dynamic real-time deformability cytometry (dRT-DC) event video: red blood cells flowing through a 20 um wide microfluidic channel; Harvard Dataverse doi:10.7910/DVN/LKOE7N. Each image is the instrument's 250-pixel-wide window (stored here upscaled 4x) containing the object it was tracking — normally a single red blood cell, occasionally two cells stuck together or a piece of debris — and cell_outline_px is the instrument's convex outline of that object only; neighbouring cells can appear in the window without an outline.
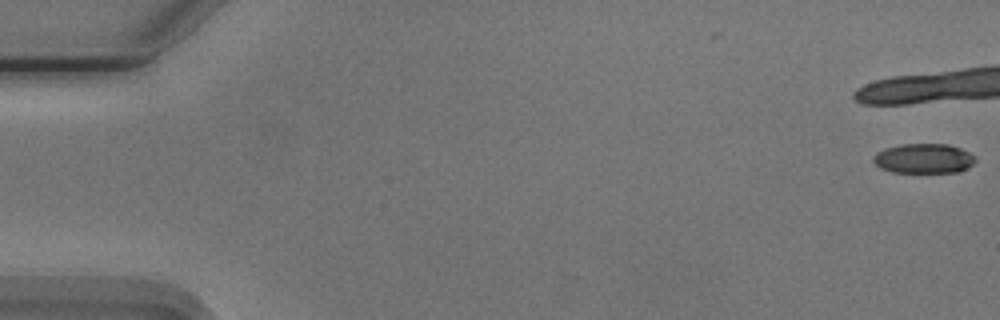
{"species": "Egyptian fruit bat (a non-hibernating species)", "species_latin": "Rousettus aegyptiacus", "temperature_condition": "cold", "stored_images_in_passage": 12, "camera_frame_rate_fps": 3000, "um_per_image_px": 0.085, "animal": {"sex": "male"}, "frame": {"image": 1, "passage_image": 1, "time_ms": 0.0, "image_size_px": [1000, 320], "cell_outline_px": [[976, 160], [972, 164], [956, 172], [892, 172], [880, 168], [872, 160], [872, 156], [876, 152], [884, 148], [900, 144], [948, 144], [960, 148], [976, 156]], "centroid_in_image_um": [78.47, 13.46], "position_along_channel_um": 6.5, "area_um2": 17.69}}